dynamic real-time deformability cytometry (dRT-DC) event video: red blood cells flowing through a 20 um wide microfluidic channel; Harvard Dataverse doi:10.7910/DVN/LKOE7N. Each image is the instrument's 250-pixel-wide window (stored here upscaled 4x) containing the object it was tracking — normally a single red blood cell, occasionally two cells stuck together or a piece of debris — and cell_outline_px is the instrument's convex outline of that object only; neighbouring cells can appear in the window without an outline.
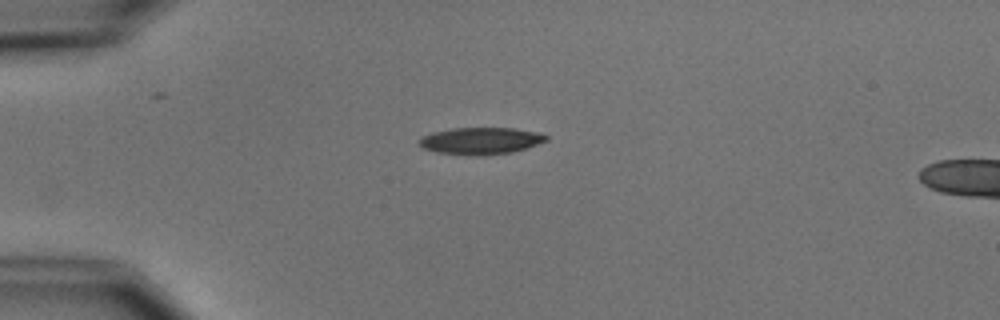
{"species": "common noctule bat (a hibernating species)", "species_latin": "Nyctalus noctula", "temperature_condition": "cold", "stored_images_in_passage": 8, "camera_frame_rate_fps": 3000, "um_per_image_px": 0.085, "animal": {"sex": "male", "body_mass_g": 15.6}, "frame": {"image": 1, "passage_image": 1, "time_ms": 0.0, "image_size_px": [1000, 320], "cell_outline_px": [[548, 140], [528, 148], [512, 152], [480, 156], [468, 156], [436, 152], [424, 148], [420, 144], [420, 136], [432, 132], [452, 128], [512, 128], [536, 132], [548, 136]], "centroid_in_image_um": [40.85, 11.98], "position_along_channel_um": 44.1, "area_um2": 20.06}}
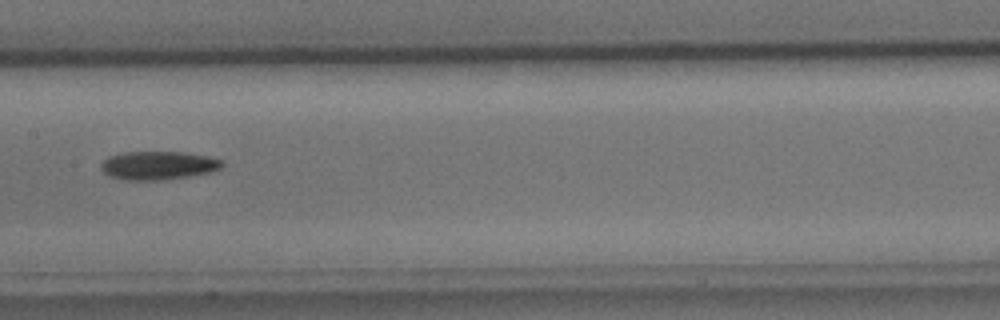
{"frame": {"image": 2, "passage_image": 5, "time_ms": 4.667, "image_size_px": [1000, 320], "cell_outline_px": [[224, 164], [220, 168], [208, 172], [188, 176], [164, 180], [120, 180], [108, 176], [100, 168], [100, 164], [108, 156], [124, 152], [184, 152], [208, 156], [224, 160]], "centroid_in_image_um": [13.41, 14.06], "position_along_channel_um": 194.0, "area_um2": 20.23}}
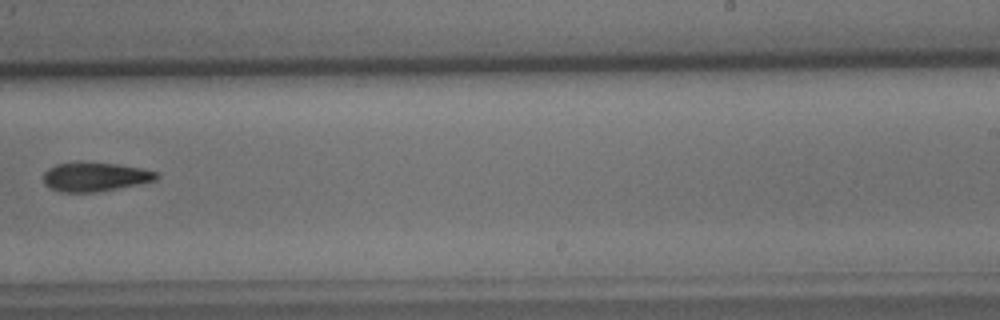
{"frame": {"image": 3, "passage_image": 7, "time_ms": 7.0, "image_size_px": [1000, 320], "cell_outline_px": [[160, 176], [156, 180], [100, 192], [60, 192], [44, 184], [44, 172], [48, 168], [56, 164], [80, 160], [84, 160], [116, 164], [140, 168], [156, 172]], "centroid_in_image_um": [8.04, 15.0], "position_along_channel_um": 281.0, "area_um2": 19.48}}